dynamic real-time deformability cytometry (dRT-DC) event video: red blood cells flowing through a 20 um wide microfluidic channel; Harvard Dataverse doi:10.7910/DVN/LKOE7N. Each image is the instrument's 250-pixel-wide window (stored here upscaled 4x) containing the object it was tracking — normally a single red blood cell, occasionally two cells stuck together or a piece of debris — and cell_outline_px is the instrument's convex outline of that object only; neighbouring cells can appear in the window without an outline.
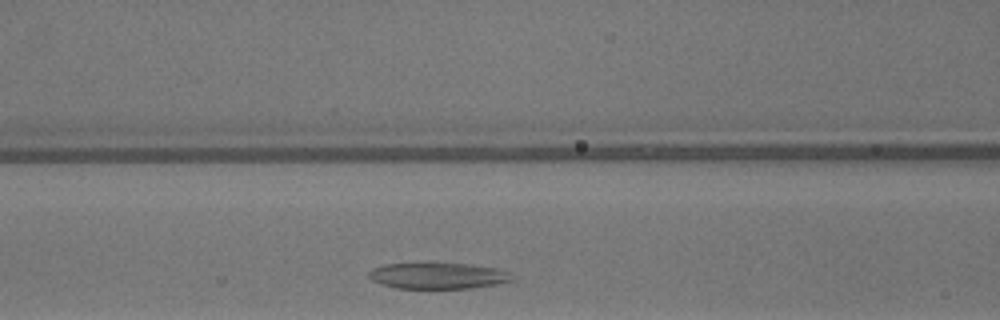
{"species": "common noctule bat (a hibernating species)", "species_latin": "Nyctalus noctula", "temperature_condition": "warm", "stored_images_in_passage": 22, "camera_frame_rate_fps": 3000, "um_per_image_px": 0.085, "animal": {"sex": "male", "body_mass_g": 13.3}, "frame": {"image": 1, "passage_image": 6, "time_ms": 1.667, "image_size_px": [1000, 320], "cell_outline_px": [[516, 280], [496, 284], [472, 288], [396, 288], [380, 284], [372, 280], [368, 276], [368, 272], [372, 268], [384, 264], [472, 264], [500, 268], [508, 272]], "centroid_in_image_um": [37.25, 23.44], "position_along_channel_um": 129.3, "area_um2": 21.79}}
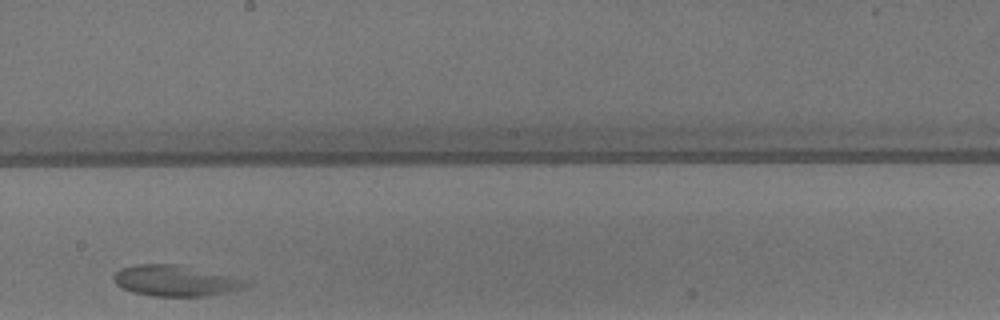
{"frame": {"image": 2, "passage_image": 14, "time_ms": 4.333, "image_size_px": [1000, 320], "cell_outline_px": [[248, 284], [240, 288], [228, 292], [204, 296], [152, 296], [132, 292], [116, 284], [112, 276], [120, 268], [136, 264], [176, 264], [244, 280]], "centroid_in_image_um": [14.79, 23.86], "position_along_channel_um": 233.4, "area_um2": 23.18}}
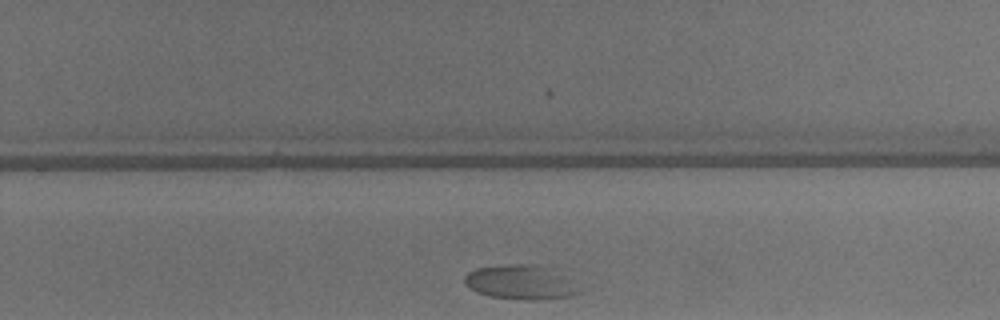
{"frame": {"image": 3, "passage_image": 18, "time_ms": 5.667, "image_size_px": [1000, 320], "cell_outline_px": [[580, 292], [568, 296], [540, 300], [528, 300], [492, 296], [476, 292], [468, 288], [464, 280], [464, 276], [468, 272], [476, 268], [520, 264], [532, 264], [540, 268]], "centroid_in_image_um": [43.97, 24.03], "position_along_channel_um": 285.8, "area_um2": 20.98}}